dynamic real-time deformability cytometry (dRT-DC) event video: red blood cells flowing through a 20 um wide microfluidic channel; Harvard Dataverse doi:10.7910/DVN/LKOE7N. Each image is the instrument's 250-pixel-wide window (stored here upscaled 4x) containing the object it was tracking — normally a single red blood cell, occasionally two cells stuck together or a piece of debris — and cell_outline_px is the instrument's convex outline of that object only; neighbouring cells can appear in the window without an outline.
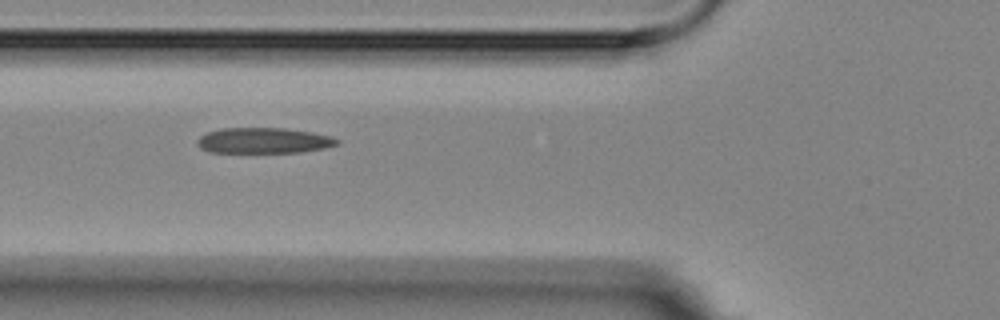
{"species": "Egyptian fruit bat (a non-hibernating species)", "species_latin": "Rousettus aegyptiacus", "temperature_condition": "room temperature", "stored_images_in_passage": 7, "camera_frame_rate_fps": 3000, "um_per_image_px": 0.085, "animal": {"sex": "female"}, "frame": {"image": 1, "passage_image": 2, "time_ms": 1.0, "image_size_px": [1000, 320], "cell_outline_px": [[340, 144], [324, 148], [300, 152], [208, 152], [200, 148], [196, 144], [196, 140], [200, 136], [208, 132], [220, 128], [284, 128], [312, 132], [332, 136], [340, 140]], "centroid_in_image_um": [22.41, 11.94], "position_along_channel_um": 103.4, "area_um2": 20.98}}
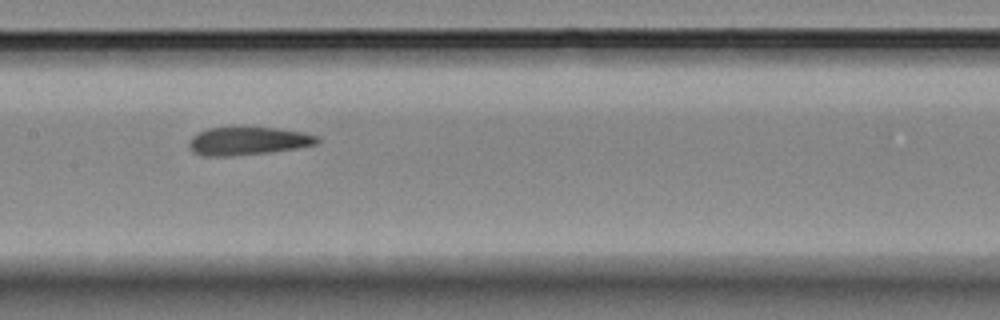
{"frame": {"image": 2, "passage_image": 4, "time_ms": 3.333, "image_size_px": [1000, 320], "cell_outline_px": [[320, 140], [316, 144], [296, 148], [268, 152], [228, 156], [204, 156], [192, 152], [188, 144], [192, 136], [208, 128], [232, 124], [240, 124], [276, 128], [304, 132], [316, 136]], "centroid_in_image_um": [21.02, 11.93], "position_along_channel_um": 186.4, "area_um2": 21.73}}
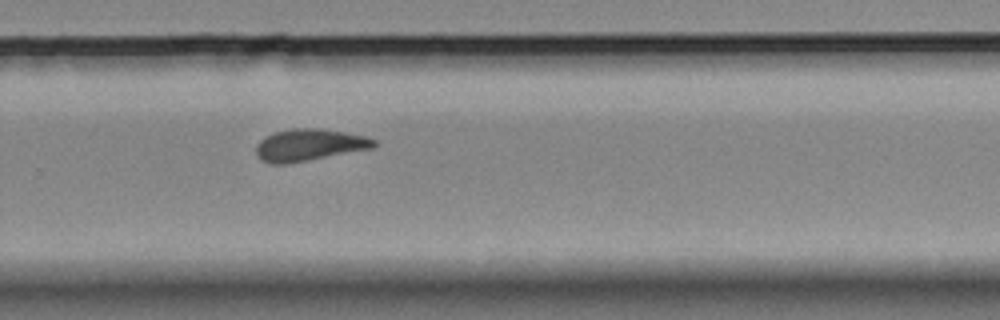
{"frame": {"image": 3, "passage_image": 7, "time_ms": 6.667, "image_size_px": [1000, 320], "cell_outline_px": [[376, 144], [372, 148], [288, 164], [272, 164], [260, 160], [256, 152], [256, 144], [264, 136], [272, 132], [292, 128], [320, 128], [368, 136], [376, 140]], "centroid_in_image_um": [26.25, 12.31], "position_along_channel_um": 303.6, "area_um2": 22.14}}